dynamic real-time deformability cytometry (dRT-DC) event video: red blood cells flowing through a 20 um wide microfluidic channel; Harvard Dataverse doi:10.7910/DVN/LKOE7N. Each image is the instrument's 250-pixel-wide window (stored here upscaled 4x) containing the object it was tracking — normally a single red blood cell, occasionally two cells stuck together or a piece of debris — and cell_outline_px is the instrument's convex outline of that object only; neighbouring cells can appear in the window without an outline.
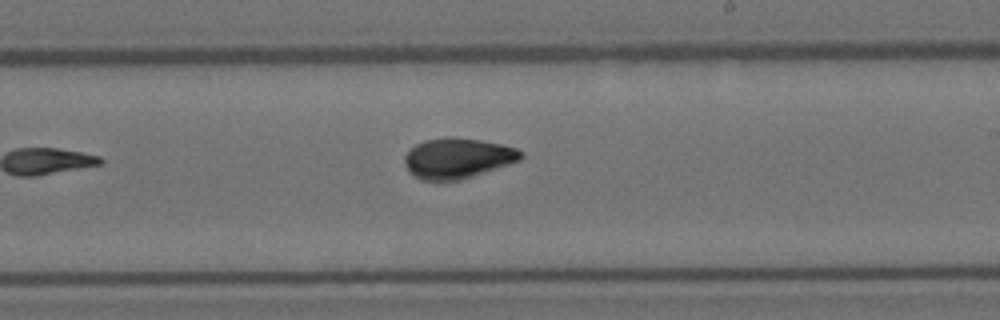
{"species": "Egyptian fruit bat (a non-hibernating species)", "species_latin": "Rousettus aegyptiacus", "temperature_condition": "room temperature", "stored_images_in_passage": 9, "camera_frame_rate_fps": 3000, "um_per_image_px": 0.085, "animal": {"sex": "female"}, "frame": {"image": 1, "passage_image": 9, "time_ms": 2.667, "image_size_px": [1000, 320], "cell_outline_px": [[524, 156], [520, 160], [460, 180], [420, 180], [408, 172], [404, 164], [404, 156], [416, 144], [424, 140], [448, 136], [452, 136], [480, 140], [500, 144], [516, 148], [524, 152]], "centroid_in_image_um": [38.87, 13.44], "position_along_channel_um": 250.1, "area_um2": 27.34}}